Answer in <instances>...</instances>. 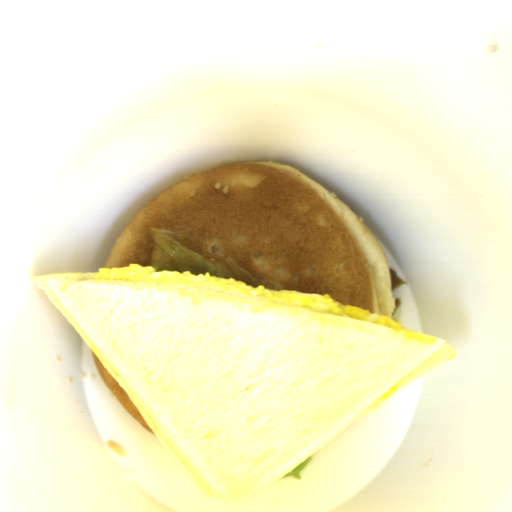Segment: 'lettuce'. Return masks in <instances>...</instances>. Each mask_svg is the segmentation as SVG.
<instances>
[{
	"mask_svg": "<svg viewBox=\"0 0 512 512\" xmlns=\"http://www.w3.org/2000/svg\"><path fill=\"white\" fill-rule=\"evenodd\" d=\"M312 459L313 457L311 455L284 476L293 477L295 480H300L302 471L310 465Z\"/></svg>",
	"mask_w": 512,
	"mask_h": 512,
	"instance_id": "494a5c6d",
	"label": "lettuce"
},
{
	"mask_svg": "<svg viewBox=\"0 0 512 512\" xmlns=\"http://www.w3.org/2000/svg\"><path fill=\"white\" fill-rule=\"evenodd\" d=\"M152 258L150 267L155 270L185 272L196 277L205 273L223 278H237L251 287L261 286L256 279L241 268L230 256L215 259L206 254L196 239L180 233L151 228Z\"/></svg>",
	"mask_w": 512,
	"mask_h": 512,
	"instance_id": "9fb2a089",
	"label": "lettuce"
}]
</instances>
